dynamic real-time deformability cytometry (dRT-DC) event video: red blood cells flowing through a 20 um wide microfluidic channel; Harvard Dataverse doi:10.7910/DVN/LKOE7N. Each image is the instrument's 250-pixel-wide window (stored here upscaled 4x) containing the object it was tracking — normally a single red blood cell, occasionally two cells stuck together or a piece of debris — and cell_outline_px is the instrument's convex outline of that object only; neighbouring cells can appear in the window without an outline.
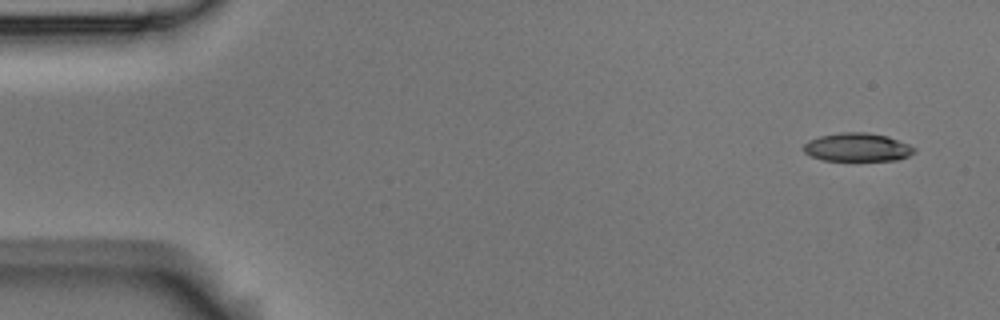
{"species": "Egyptian fruit bat (a non-hibernating species)", "species_latin": "Rousettus aegyptiacus", "temperature_condition": "room temperature", "stored_images_in_passage": 10, "camera_frame_rate_fps": 3000, "um_per_image_px": 0.085, "animal": {"sex": "male"}, "frame": {"image": 1, "passage_image": 1, "time_ms": 0.0, "image_size_px": [1000, 320], "cell_outline_px": [[916, 152], [908, 156], [896, 160], [824, 160], [808, 156], [800, 148], [808, 140], [820, 136], [840, 132], [868, 132], [888, 136], [908, 144], [916, 148]], "centroid_in_image_um": [72.84, 12.51], "position_along_channel_um": 12.2, "area_um2": 18.5}}
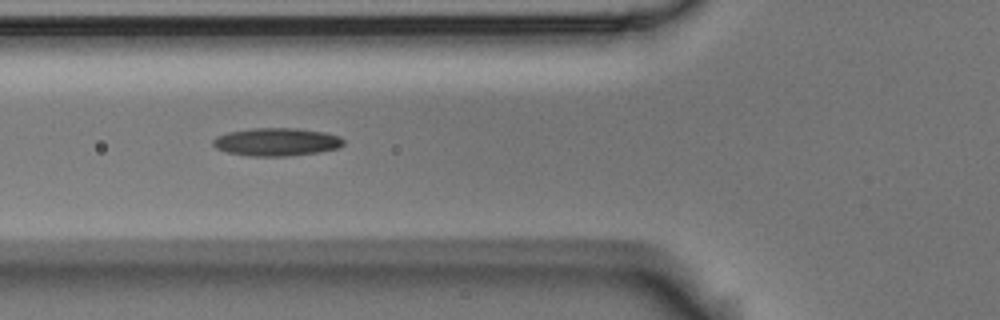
{"frame": {"image": 2, "passage_image": 6, "time_ms": 1.667, "image_size_px": [1000, 320], "cell_outline_px": [[344, 144], [340, 148], [316, 152], [284, 156], [248, 156], [228, 152], [216, 148], [212, 144], [212, 140], [216, 136], [228, 132], [252, 128], [300, 128], [324, 132], [340, 136], [344, 140]], "centroid_in_image_um": [23.51, 12.05], "position_along_channel_um": 102.3, "area_um2": 21.33}}
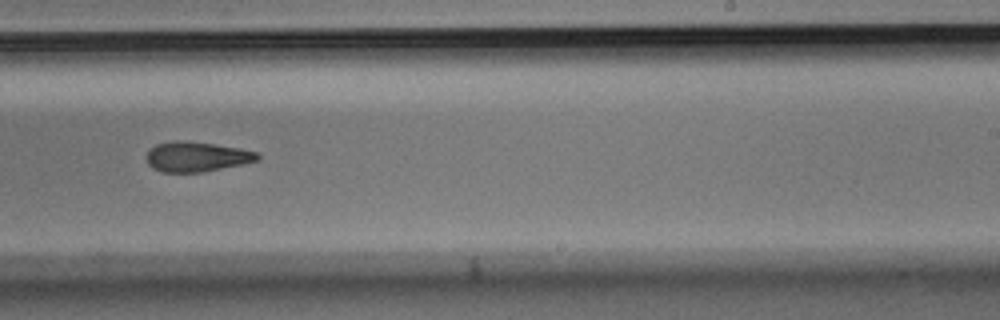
{"frame": {"image": 3, "passage_image": 10, "time_ms": 3.0, "image_size_px": [1000, 320], "cell_outline_px": [[260, 160], [244, 164], [200, 172], [164, 172], [152, 168], [148, 164], [148, 152], [156, 144], [172, 140], [184, 140], [240, 148], [256, 152], [260, 156]], "centroid_in_image_um": [16.73, 13.31], "position_along_channel_um": 272.3, "area_um2": 19.25}}